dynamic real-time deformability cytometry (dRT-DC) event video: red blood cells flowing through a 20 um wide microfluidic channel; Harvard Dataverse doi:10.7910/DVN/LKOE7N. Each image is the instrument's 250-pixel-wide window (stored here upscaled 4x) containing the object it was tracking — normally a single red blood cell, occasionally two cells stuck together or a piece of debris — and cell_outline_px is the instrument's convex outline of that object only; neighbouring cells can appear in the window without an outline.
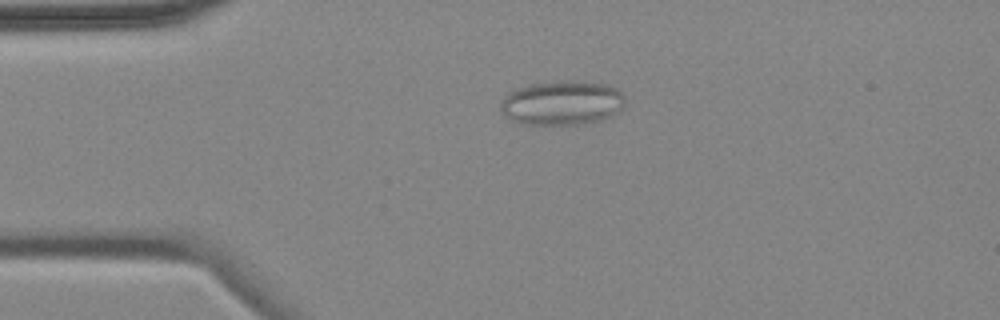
{"species": "common noctule bat (a hibernating species)", "species_latin": "Nyctalus noctula", "temperature_condition": "cold", "stored_images_in_passage": 4, "camera_frame_rate_fps": 3000, "um_per_image_px": 0.085, "animal": {"sex": "female", "body_mass_g": 18.4}, "frame": {"image": 1, "passage_image": 3, "time_ms": 3.333, "image_size_px": [1000, 320], "cell_outline_px": [[624, 104], [620, 112], [604, 120], [584, 124], [524, 124], [512, 120], [500, 108], [500, 104], [504, 96], [520, 88], [532, 84], [560, 80], [572, 80], [604, 84], [616, 88], [624, 96]], "centroid_in_image_um": [47.83, 8.75], "position_along_channel_um": 37.2, "area_um2": 32.14}}